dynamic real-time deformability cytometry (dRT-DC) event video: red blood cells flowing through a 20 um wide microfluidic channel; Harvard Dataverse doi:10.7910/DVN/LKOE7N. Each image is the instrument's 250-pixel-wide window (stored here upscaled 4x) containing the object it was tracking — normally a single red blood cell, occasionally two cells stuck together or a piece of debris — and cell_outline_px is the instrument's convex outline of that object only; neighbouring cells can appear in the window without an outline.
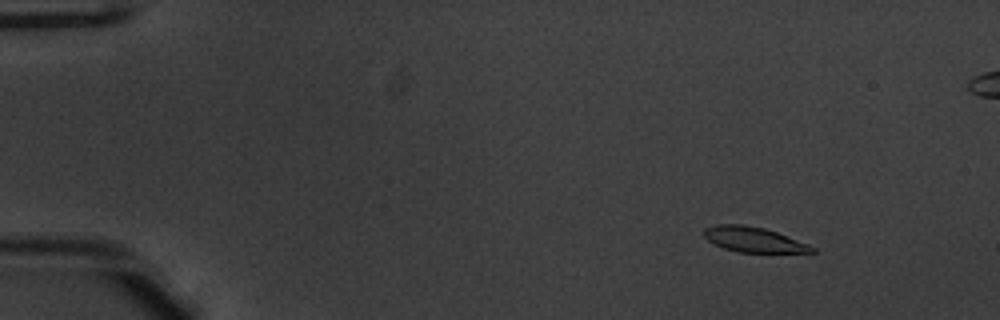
{"species": "common noctule bat (a hibernating species)", "species_latin": "Nyctalus noctula", "temperature_condition": "warm", "stored_images_in_passage": 53, "segment_of_instrument_passage": [1, 2], "camera_frame_rate_fps": 3000, "um_per_image_px": 0.085, "animal": {"sex": "male", "body_mass_g": 20.1, "forearm_length_mm": 53.5}, "frame": {"image": 1, "passage_image": 6, "time_ms": 1.667, "image_size_px": [1000, 320], "cell_outline_px": [[816, 252], [736, 252], [724, 248], [708, 240], [704, 236], [704, 228], [716, 224], [744, 224], [764, 228], [776, 232], [808, 244], [816, 248]], "centroid_in_image_um": [64.04, 20.35], "position_along_channel_um": 21.0, "area_um2": 15.66}}
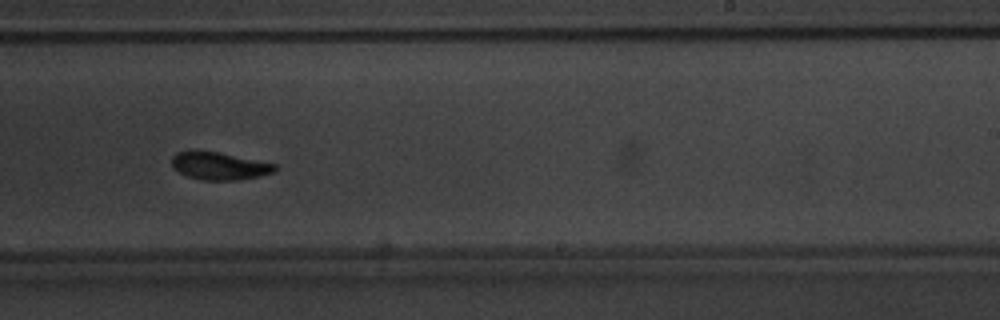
{"frame": {"image": 2, "passage_image": 33, "time_ms": 10.667, "image_size_px": [1000, 320], "cell_outline_px": [[276, 172], [260, 176], [240, 180], [200, 180], [188, 176], [172, 168], [172, 156], [176, 152], [196, 148], [220, 152], [276, 164]], "centroid_in_image_um": [18.61, 14.07], "position_along_channel_um": 270.4, "area_um2": 17.11}}
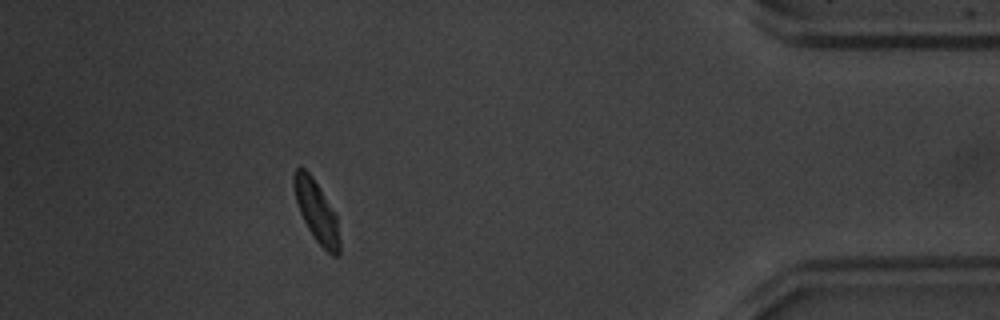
{"frame": {"image": 3, "passage_image": 47, "time_ms": 15.333, "image_size_px": [1000, 320], "cell_outline_px": [[340, 256], [332, 256], [316, 240], [308, 228], [300, 212], [296, 200], [292, 184], [292, 176], [296, 168], [304, 168], [312, 176], [336, 216], [340, 240]], "centroid_in_image_um": [26.89, 17.98], "position_along_channel_um": 408.3, "area_um2": 16.01}}